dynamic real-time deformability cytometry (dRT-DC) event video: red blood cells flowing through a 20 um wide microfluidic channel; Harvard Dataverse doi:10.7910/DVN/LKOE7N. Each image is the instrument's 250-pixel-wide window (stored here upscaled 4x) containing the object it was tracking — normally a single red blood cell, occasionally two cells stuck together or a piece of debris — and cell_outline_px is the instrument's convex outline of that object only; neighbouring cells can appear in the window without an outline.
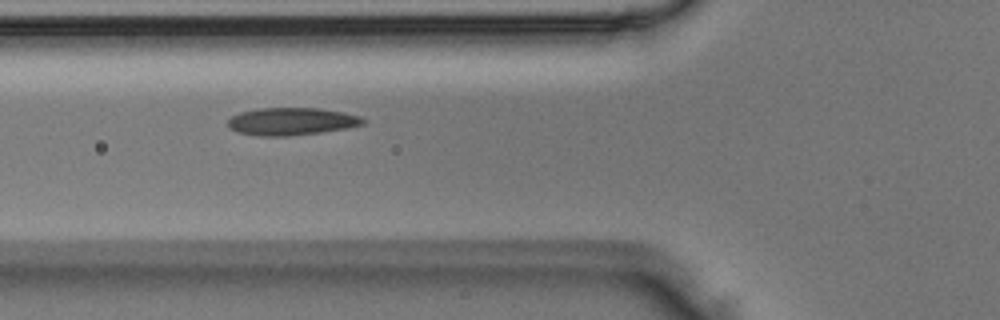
{"species": "Egyptian fruit bat (a non-hibernating species)", "species_latin": "Rousettus aegyptiacus", "temperature_condition": "room temperature", "stored_images_in_passage": 7, "camera_frame_rate_fps": 3000, "um_per_image_px": 0.085, "animal": {"sex": "male"}, "frame": {"image": 1, "passage_image": 4, "time_ms": 1.0, "image_size_px": [1000, 320], "cell_outline_px": [[368, 120], [364, 124], [348, 128], [320, 132], [288, 136], [256, 136], [236, 132], [228, 128], [228, 120], [232, 116], [240, 112], [260, 108], [320, 108], [344, 112], [360, 116]], "centroid_in_image_um": [24.79, 10.32], "position_along_channel_um": 101.0, "area_um2": 21.91}}
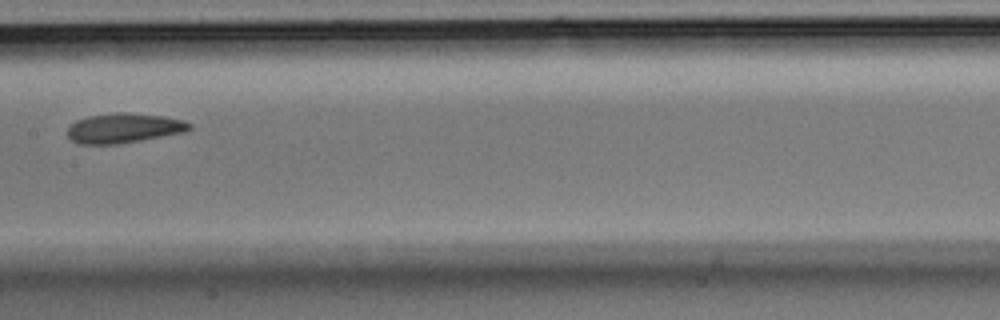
{"frame": {"image": 2, "passage_image": 6, "time_ms": 1.667, "image_size_px": [1000, 320], "cell_outline_px": [[192, 128], [188, 132], [120, 144], [80, 144], [72, 140], [68, 136], [68, 128], [76, 120], [88, 116], [116, 112], [124, 112], [164, 116], [184, 120], [192, 124]], "centroid_in_image_um": [10.58, 10.89], "position_along_channel_um": 196.8, "area_um2": 21.39}}
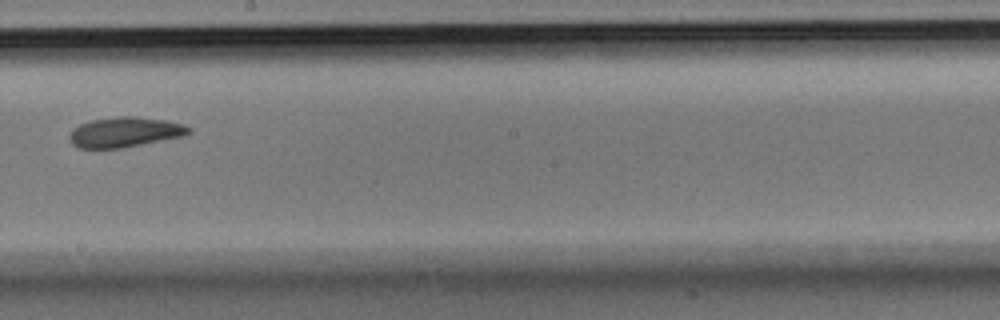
{"frame": {"image": 3, "passage_image": 7, "time_ms": 2.0, "image_size_px": [1000, 320], "cell_outline_px": [[192, 132], [184, 136], [124, 148], [76, 148], [72, 144], [68, 136], [80, 124], [92, 120], [116, 116], [136, 116], [164, 120], [184, 124], [192, 128]], "centroid_in_image_um": [10.65, 11.23], "position_along_channel_um": 237.5, "area_um2": 21.04}}